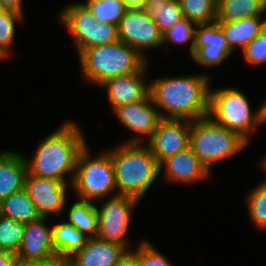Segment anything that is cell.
I'll list each match as a JSON object with an SVG mask.
<instances>
[{
    "label": "cell",
    "instance_id": "38",
    "mask_svg": "<svg viewBox=\"0 0 266 266\" xmlns=\"http://www.w3.org/2000/svg\"><path fill=\"white\" fill-rule=\"evenodd\" d=\"M128 9L143 8L147 0H122Z\"/></svg>",
    "mask_w": 266,
    "mask_h": 266
},
{
    "label": "cell",
    "instance_id": "37",
    "mask_svg": "<svg viewBox=\"0 0 266 266\" xmlns=\"http://www.w3.org/2000/svg\"><path fill=\"white\" fill-rule=\"evenodd\" d=\"M114 266H139L137 256L127 251L124 256Z\"/></svg>",
    "mask_w": 266,
    "mask_h": 266
},
{
    "label": "cell",
    "instance_id": "22",
    "mask_svg": "<svg viewBox=\"0 0 266 266\" xmlns=\"http://www.w3.org/2000/svg\"><path fill=\"white\" fill-rule=\"evenodd\" d=\"M263 11H266V0H217L216 21L260 16Z\"/></svg>",
    "mask_w": 266,
    "mask_h": 266
},
{
    "label": "cell",
    "instance_id": "5",
    "mask_svg": "<svg viewBox=\"0 0 266 266\" xmlns=\"http://www.w3.org/2000/svg\"><path fill=\"white\" fill-rule=\"evenodd\" d=\"M247 142L210 116L190 121V145L195 156L210 171L211 164L241 151Z\"/></svg>",
    "mask_w": 266,
    "mask_h": 266
},
{
    "label": "cell",
    "instance_id": "19",
    "mask_svg": "<svg viewBox=\"0 0 266 266\" xmlns=\"http://www.w3.org/2000/svg\"><path fill=\"white\" fill-rule=\"evenodd\" d=\"M28 174L26 158L17 152H0V202L24 189Z\"/></svg>",
    "mask_w": 266,
    "mask_h": 266
},
{
    "label": "cell",
    "instance_id": "6",
    "mask_svg": "<svg viewBox=\"0 0 266 266\" xmlns=\"http://www.w3.org/2000/svg\"><path fill=\"white\" fill-rule=\"evenodd\" d=\"M246 96L237 89L210 90L209 114L216 123L237 133L248 143V133L260 124L259 109L252 114ZM212 116V117H211Z\"/></svg>",
    "mask_w": 266,
    "mask_h": 266
},
{
    "label": "cell",
    "instance_id": "12",
    "mask_svg": "<svg viewBox=\"0 0 266 266\" xmlns=\"http://www.w3.org/2000/svg\"><path fill=\"white\" fill-rule=\"evenodd\" d=\"M61 180L37 177L29 173L25 179L24 189L37 208L41 217L52 213H61L66 204V186Z\"/></svg>",
    "mask_w": 266,
    "mask_h": 266
},
{
    "label": "cell",
    "instance_id": "20",
    "mask_svg": "<svg viewBox=\"0 0 266 266\" xmlns=\"http://www.w3.org/2000/svg\"><path fill=\"white\" fill-rule=\"evenodd\" d=\"M228 46L233 51L238 45L242 50L259 34L266 26V17H246L233 21L218 22Z\"/></svg>",
    "mask_w": 266,
    "mask_h": 266
},
{
    "label": "cell",
    "instance_id": "26",
    "mask_svg": "<svg viewBox=\"0 0 266 266\" xmlns=\"http://www.w3.org/2000/svg\"><path fill=\"white\" fill-rule=\"evenodd\" d=\"M184 18L196 24L216 22L217 0H178Z\"/></svg>",
    "mask_w": 266,
    "mask_h": 266
},
{
    "label": "cell",
    "instance_id": "17",
    "mask_svg": "<svg viewBox=\"0 0 266 266\" xmlns=\"http://www.w3.org/2000/svg\"><path fill=\"white\" fill-rule=\"evenodd\" d=\"M126 250L120 244L92 237L71 258L74 266H114Z\"/></svg>",
    "mask_w": 266,
    "mask_h": 266
},
{
    "label": "cell",
    "instance_id": "39",
    "mask_svg": "<svg viewBox=\"0 0 266 266\" xmlns=\"http://www.w3.org/2000/svg\"><path fill=\"white\" fill-rule=\"evenodd\" d=\"M259 114H260V123H265L266 122V100H265V103H263V105L259 109Z\"/></svg>",
    "mask_w": 266,
    "mask_h": 266
},
{
    "label": "cell",
    "instance_id": "30",
    "mask_svg": "<svg viewBox=\"0 0 266 266\" xmlns=\"http://www.w3.org/2000/svg\"><path fill=\"white\" fill-rule=\"evenodd\" d=\"M196 29L197 24L195 22L184 18L162 33V45H164L168 40L179 44L192 40L190 45V52L192 55L195 44Z\"/></svg>",
    "mask_w": 266,
    "mask_h": 266
},
{
    "label": "cell",
    "instance_id": "15",
    "mask_svg": "<svg viewBox=\"0 0 266 266\" xmlns=\"http://www.w3.org/2000/svg\"><path fill=\"white\" fill-rule=\"evenodd\" d=\"M118 119L128 129L149 139L161 118L166 114L157 110L150 94L139 102L125 104L114 109Z\"/></svg>",
    "mask_w": 266,
    "mask_h": 266
},
{
    "label": "cell",
    "instance_id": "10",
    "mask_svg": "<svg viewBox=\"0 0 266 266\" xmlns=\"http://www.w3.org/2000/svg\"><path fill=\"white\" fill-rule=\"evenodd\" d=\"M117 29L119 40L136 49L143 57L141 49L162 46V33L142 8L127 9Z\"/></svg>",
    "mask_w": 266,
    "mask_h": 266
},
{
    "label": "cell",
    "instance_id": "36",
    "mask_svg": "<svg viewBox=\"0 0 266 266\" xmlns=\"http://www.w3.org/2000/svg\"><path fill=\"white\" fill-rule=\"evenodd\" d=\"M0 266H19L16 254L0 250Z\"/></svg>",
    "mask_w": 266,
    "mask_h": 266
},
{
    "label": "cell",
    "instance_id": "1",
    "mask_svg": "<svg viewBox=\"0 0 266 266\" xmlns=\"http://www.w3.org/2000/svg\"><path fill=\"white\" fill-rule=\"evenodd\" d=\"M208 75L155 79L149 85L150 96L166 118L194 121L208 116L210 90Z\"/></svg>",
    "mask_w": 266,
    "mask_h": 266
},
{
    "label": "cell",
    "instance_id": "23",
    "mask_svg": "<svg viewBox=\"0 0 266 266\" xmlns=\"http://www.w3.org/2000/svg\"><path fill=\"white\" fill-rule=\"evenodd\" d=\"M88 238L68 222L52 227V242L54 251L58 255L72 257L86 245Z\"/></svg>",
    "mask_w": 266,
    "mask_h": 266
},
{
    "label": "cell",
    "instance_id": "32",
    "mask_svg": "<svg viewBox=\"0 0 266 266\" xmlns=\"http://www.w3.org/2000/svg\"><path fill=\"white\" fill-rule=\"evenodd\" d=\"M132 252L137 256L139 266H172L149 242H142L139 248Z\"/></svg>",
    "mask_w": 266,
    "mask_h": 266
},
{
    "label": "cell",
    "instance_id": "25",
    "mask_svg": "<svg viewBox=\"0 0 266 266\" xmlns=\"http://www.w3.org/2000/svg\"><path fill=\"white\" fill-rule=\"evenodd\" d=\"M68 212V223L89 238L96 237L98 233L97 206L91 201L80 200L74 203ZM90 234L87 235V233Z\"/></svg>",
    "mask_w": 266,
    "mask_h": 266
},
{
    "label": "cell",
    "instance_id": "34",
    "mask_svg": "<svg viewBox=\"0 0 266 266\" xmlns=\"http://www.w3.org/2000/svg\"><path fill=\"white\" fill-rule=\"evenodd\" d=\"M25 266H74L72 258L55 254L50 258L34 261L26 264Z\"/></svg>",
    "mask_w": 266,
    "mask_h": 266
},
{
    "label": "cell",
    "instance_id": "13",
    "mask_svg": "<svg viewBox=\"0 0 266 266\" xmlns=\"http://www.w3.org/2000/svg\"><path fill=\"white\" fill-rule=\"evenodd\" d=\"M46 219L47 217H40L25 224L22 243L16 254L19 266L44 260L56 254L52 242V228L45 226Z\"/></svg>",
    "mask_w": 266,
    "mask_h": 266
},
{
    "label": "cell",
    "instance_id": "2",
    "mask_svg": "<svg viewBox=\"0 0 266 266\" xmlns=\"http://www.w3.org/2000/svg\"><path fill=\"white\" fill-rule=\"evenodd\" d=\"M87 146L80 128L67 122L43 140L32 160H27L28 173L37 177L65 181L66 173L75 175L79 153Z\"/></svg>",
    "mask_w": 266,
    "mask_h": 266
},
{
    "label": "cell",
    "instance_id": "35",
    "mask_svg": "<svg viewBox=\"0 0 266 266\" xmlns=\"http://www.w3.org/2000/svg\"><path fill=\"white\" fill-rule=\"evenodd\" d=\"M0 7L23 17L21 0H0Z\"/></svg>",
    "mask_w": 266,
    "mask_h": 266
},
{
    "label": "cell",
    "instance_id": "11",
    "mask_svg": "<svg viewBox=\"0 0 266 266\" xmlns=\"http://www.w3.org/2000/svg\"><path fill=\"white\" fill-rule=\"evenodd\" d=\"M148 148L159 164L190 145V121L185 119L161 118L148 140Z\"/></svg>",
    "mask_w": 266,
    "mask_h": 266
},
{
    "label": "cell",
    "instance_id": "4",
    "mask_svg": "<svg viewBox=\"0 0 266 266\" xmlns=\"http://www.w3.org/2000/svg\"><path fill=\"white\" fill-rule=\"evenodd\" d=\"M79 56L86 80L98 85L117 76L139 72L146 66L147 60L120 40L89 47L81 51Z\"/></svg>",
    "mask_w": 266,
    "mask_h": 266
},
{
    "label": "cell",
    "instance_id": "27",
    "mask_svg": "<svg viewBox=\"0 0 266 266\" xmlns=\"http://www.w3.org/2000/svg\"><path fill=\"white\" fill-rule=\"evenodd\" d=\"M98 22L118 25L127 7L122 0H88L84 3Z\"/></svg>",
    "mask_w": 266,
    "mask_h": 266
},
{
    "label": "cell",
    "instance_id": "21",
    "mask_svg": "<svg viewBox=\"0 0 266 266\" xmlns=\"http://www.w3.org/2000/svg\"><path fill=\"white\" fill-rule=\"evenodd\" d=\"M0 215L24 224L41 217L25 189L11 194L0 202Z\"/></svg>",
    "mask_w": 266,
    "mask_h": 266
},
{
    "label": "cell",
    "instance_id": "31",
    "mask_svg": "<svg viewBox=\"0 0 266 266\" xmlns=\"http://www.w3.org/2000/svg\"><path fill=\"white\" fill-rule=\"evenodd\" d=\"M22 18L14 12L0 9V49L6 54H9L8 48L14 39L15 21H20Z\"/></svg>",
    "mask_w": 266,
    "mask_h": 266
},
{
    "label": "cell",
    "instance_id": "28",
    "mask_svg": "<svg viewBox=\"0 0 266 266\" xmlns=\"http://www.w3.org/2000/svg\"><path fill=\"white\" fill-rule=\"evenodd\" d=\"M25 224L0 215V250L17 254Z\"/></svg>",
    "mask_w": 266,
    "mask_h": 266
},
{
    "label": "cell",
    "instance_id": "8",
    "mask_svg": "<svg viewBox=\"0 0 266 266\" xmlns=\"http://www.w3.org/2000/svg\"><path fill=\"white\" fill-rule=\"evenodd\" d=\"M60 20L74 37L78 53L119 40L117 25L98 22L84 3L68 6L61 13Z\"/></svg>",
    "mask_w": 266,
    "mask_h": 266
},
{
    "label": "cell",
    "instance_id": "29",
    "mask_svg": "<svg viewBox=\"0 0 266 266\" xmlns=\"http://www.w3.org/2000/svg\"><path fill=\"white\" fill-rule=\"evenodd\" d=\"M248 214L257 227L266 229V182L264 181L248 196Z\"/></svg>",
    "mask_w": 266,
    "mask_h": 266
},
{
    "label": "cell",
    "instance_id": "24",
    "mask_svg": "<svg viewBox=\"0 0 266 266\" xmlns=\"http://www.w3.org/2000/svg\"><path fill=\"white\" fill-rule=\"evenodd\" d=\"M142 9L154 20L161 33L184 19L178 0H147Z\"/></svg>",
    "mask_w": 266,
    "mask_h": 266
},
{
    "label": "cell",
    "instance_id": "33",
    "mask_svg": "<svg viewBox=\"0 0 266 266\" xmlns=\"http://www.w3.org/2000/svg\"><path fill=\"white\" fill-rule=\"evenodd\" d=\"M243 54L246 61L252 65H260L266 62V26L259 36L243 49Z\"/></svg>",
    "mask_w": 266,
    "mask_h": 266
},
{
    "label": "cell",
    "instance_id": "18",
    "mask_svg": "<svg viewBox=\"0 0 266 266\" xmlns=\"http://www.w3.org/2000/svg\"><path fill=\"white\" fill-rule=\"evenodd\" d=\"M163 165L165 166V173L168 180H174L179 183L181 181L187 184L201 181V179L204 180L210 172L195 156L190 147L165 159L160 164V168Z\"/></svg>",
    "mask_w": 266,
    "mask_h": 266
},
{
    "label": "cell",
    "instance_id": "14",
    "mask_svg": "<svg viewBox=\"0 0 266 266\" xmlns=\"http://www.w3.org/2000/svg\"><path fill=\"white\" fill-rule=\"evenodd\" d=\"M232 51L218 22L197 24L192 58L204 66H213L224 61Z\"/></svg>",
    "mask_w": 266,
    "mask_h": 266
},
{
    "label": "cell",
    "instance_id": "16",
    "mask_svg": "<svg viewBox=\"0 0 266 266\" xmlns=\"http://www.w3.org/2000/svg\"><path fill=\"white\" fill-rule=\"evenodd\" d=\"M145 66L136 73L121 75L101 84L107 88L108 98L113 110L125 104L144 100L149 94V84L144 83Z\"/></svg>",
    "mask_w": 266,
    "mask_h": 266
},
{
    "label": "cell",
    "instance_id": "40",
    "mask_svg": "<svg viewBox=\"0 0 266 266\" xmlns=\"http://www.w3.org/2000/svg\"><path fill=\"white\" fill-rule=\"evenodd\" d=\"M7 54L0 49V58L6 57Z\"/></svg>",
    "mask_w": 266,
    "mask_h": 266
},
{
    "label": "cell",
    "instance_id": "9",
    "mask_svg": "<svg viewBox=\"0 0 266 266\" xmlns=\"http://www.w3.org/2000/svg\"><path fill=\"white\" fill-rule=\"evenodd\" d=\"M138 201L134 197L114 194L99 209L97 207L98 233L96 237L127 247L124 235L129 227L131 211Z\"/></svg>",
    "mask_w": 266,
    "mask_h": 266
},
{
    "label": "cell",
    "instance_id": "7",
    "mask_svg": "<svg viewBox=\"0 0 266 266\" xmlns=\"http://www.w3.org/2000/svg\"><path fill=\"white\" fill-rule=\"evenodd\" d=\"M72 186L80 197L78 199L91 202L115 192L117 187L110 151L91 160L85 146L77 159Z\"/></svg>",
    "mask_w": 266,
    "mask_h": 266
},
{
    "label": "cell",
    "instance_id": "3",
    "mask_svg": "<svg viewBox=\"0 0 266 266\" xmlns=\"http://www.w3.org/2000/svg\"><path fill=\"white\" fill-rule=\"evenodd\" d=\"M142 137L128 140L115 151H110L114 166L117 195L140 199L159 175L161 168L157 158L147 146H142Z\"/></svg>",
    "mask_w": 266,
    "mask_h": 266
},
{
    "label": "cell",
    "instance_id": "41",
    "mask_svg": "<svg viewBox=\"0 0 266 266\" xmlns=\"http://www.w3.org/2000/svg\"><path fill=\"white\" fill-rule=\"evenodd\" d=\"M264 162H263V167L266 169V158H265V160H263ZM266 182V181H265Z\"/></svg>",
    "mask_w": 266,
    "mask_h": 266
}]
</instances>
